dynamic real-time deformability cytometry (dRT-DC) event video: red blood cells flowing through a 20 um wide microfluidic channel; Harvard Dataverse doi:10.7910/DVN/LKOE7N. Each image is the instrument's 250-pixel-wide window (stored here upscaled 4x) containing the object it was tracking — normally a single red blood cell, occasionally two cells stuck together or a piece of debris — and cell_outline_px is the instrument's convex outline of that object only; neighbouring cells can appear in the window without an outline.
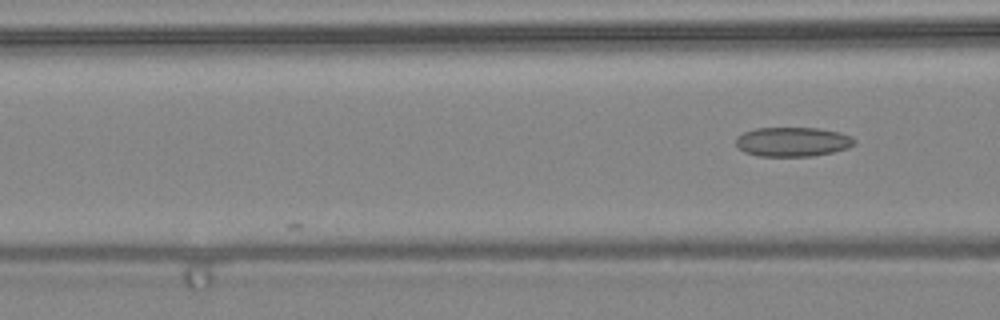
{"species": "common noctule bat (a hibernating species)", "species_latin": "Nyctalus noctula", "temperature_condition": "warm", "stored_images_in_passage": 6, "camera_frame_rate_fps": 3000, "um_per_image_px": 0.085, "animal": {"sex": "female", "body_mass_g": 24.6, "forearm_length_mm": 56.2}, "frame": {"image": 1, "passage_image": 6, "time_ms": 1.667, "image_size_px": [1000, 320], "cell_outline_px": [[856, 144], [848, 148], [832, 152], [812, 156], [756, 156], [744, 152], [736, 144], [736, 136], [744, 132], [756, 128], [820, 128], [840, 132], [852, 136], [856, 140]], "centroid_in_image_um": [67.4, 12.05], "position_along_channel_um": 99.2, "area_um2": 20.46}}